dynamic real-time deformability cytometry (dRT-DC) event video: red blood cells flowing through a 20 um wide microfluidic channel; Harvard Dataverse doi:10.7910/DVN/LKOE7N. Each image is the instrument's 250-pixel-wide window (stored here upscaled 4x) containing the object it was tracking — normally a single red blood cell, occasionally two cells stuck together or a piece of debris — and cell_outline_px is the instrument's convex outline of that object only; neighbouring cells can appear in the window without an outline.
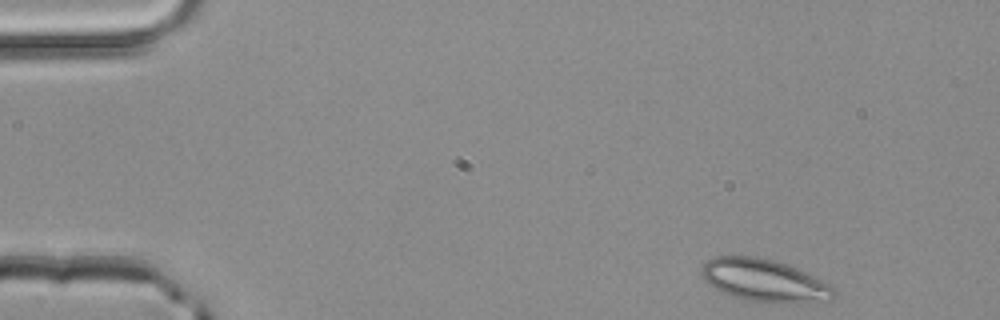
{"species": "common noctule bat (a hibernating species)", "species_latin": "Nyctalus noctula", "temperature_condition": "room temperature", "stored_images_in_passage": 46, "camera_frame_rate_fps": 3000, "um_per_image_px": 0.085, "animal": {"sex": "male", "body_mass_g": 20.4}, "frame": {"image": 1, "passage_image": 1, "time_ms": 0.0, "image_size_px": [1000, 320], "cell_outline_px": [[840, 292], [832, 300], [780, 304], [740, 300], [708, 284], [704, 280], [700, 272], [700, 268], [712, 256], [756, 256], [772, 260], [796, 268], [832, 284]], "centroid_in_image_um": [65.01, 23.86], "position_along_channel_um": 20.0, "area_um2": 33.35}}
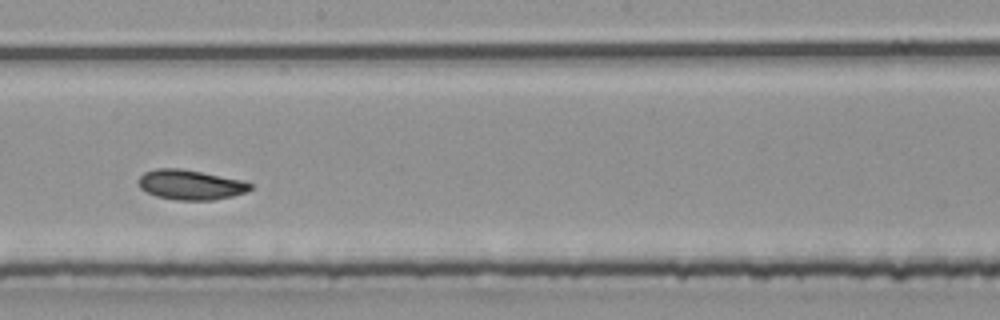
{"frame": {"image": 2, "passage_image": 24, "time_ms": 7.667, "image_size_px": [1000, 320], "cell_outline_px": [[252, 188], [244, 192], [232, 196], [212, 200], [176, 200], [156, 196], [140, 188], [136, 180], [144, 172], [156, 168], [180, 168], [244, 180], [252, 184]], "centroid_in_image_um": [16.16, 15.69], "position_along_channel_um": 232.0, "area_um2": 19.54}}
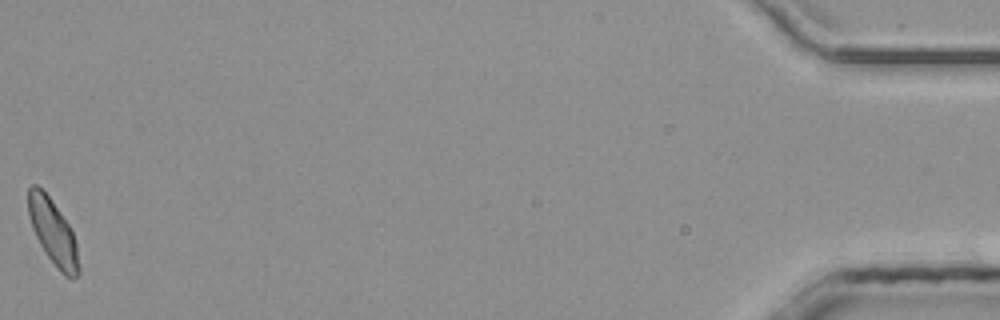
{"frame": {"image": 3, "passage_image": 46, "time_ms": 15.0, "image_size_px": [1000, 320], "cell_outline_px": [[80, 272], [72, 280], [64, 276], [60, 272], [48, 256], [40, 244], [32, 228], [28, 216], [28, 188], [32, 184], [36, 184], [48, 196], [68, 224], [72, 232], [76, 244], [80, 268]], "centroid_in_image_um": [4.5, 19.76], "position_along_channel_um": 430.7, "area_um2": 18.96}, "authors_computed_cell_mechanics": {"area_um2": 19.3052, "velocity_mm_per_s": 4.1217, "shape_relaxation_time_tau1_ms": 4.3917, "shape_relaxation_time_tau2_ms": 4.9034, "deformation_change_tau1": 0.1011, "deformation_change_tau2": 0.1011}}